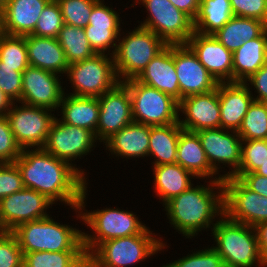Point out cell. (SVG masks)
<instances>
[{"mask_svg": "<svg viewBox=\"0 0 267 267\" xmlns=\"http://www.w3.org/2000/svg\"><path fill=\"white\" fill-rule=\"evenodd\" d=\"M224 185V214L251 227L267 221V197L250 190L239 178L228 177Z\"/></svg>", "mask_w": 267, "mask_h": 267, "instance_id": "11", "label": "cell"}, {"mask_svg": "<svg viewBox=\"0 0 267 267\" xmlns=\"http://www.w3.org/2000/svg\"><path fill=\"white\" fill-rule=\"evenodd\" d=\"M7 0H0V9L3 10Z\"/></svg>", "mask_w": 267, "mask_h": 267, "instance_id": "55", "label": "cell"}, {"mask_svg": "<svg viewBox=\"0 0 267 267\" xmlns=\"http://www.w3.org/2000/svg\"><path fill=\"white\" fill-rule=\"evenodd\" d=\"M185 44L218 83L233 82V53L214 35H203L194 31Z\"/></svg>", "mask_w": 267, "mask_h": 267, "instance_id": "21", "label": "cell"}, {"mask_svg": "<svg viewBox=\"0 0 267 267\" xmlns=\"http://www.w3.org/2000/svg\"><path fill=\"white\" fill-rule=\"evenodd\" d=\"M176 163L191 172L196 179L206 178L208 180L210 178L211 181L223 180L222 175H218L210 166L196 132L184 129L181 131L177 146Z\"/></svg>", "mask_w": 267, "mask_h": 267, "instance_id": "24", "label": "cell"}, {"mask_svg": "<svg viewBox=\"0 0 267 267\" xmlns=\"http://www.w3.org/2000/svg\"><path fill=\"white\" fill-rule=\"evenodd\" d=\"M233 16L230 0H200L197 16L193 20L194 31L213 35Z\"/></svg>", "mask_w": 267, "mask_h": 267, "instance_id": "33", "label": "cell"}, {"mask_svg": "<svg viewBox=\"0 0 267 267\" xmlns=\"http://www.w3.org/2000/svg\"><path fill=\"white\" fill-rule=\"evenodd\" d=\"M233 82H243L267 62V31L233 52Z\"/></svg>", "mask_w": 267, "mask_h": 267, "instance_id": "29", "label": "cell"}, {"mask_svg": "<svg viewBox=\"0 0 267 267\" xmlns=\"http://www.w3.org/2000/svg\"><path fill=\"white\" fill-rule=\"evenodd\" d=\"M50 0H7L3 8L4 33L30 35L39 16Z\"/></svg>", "mask_w": 267, "mask_h": 267, "instance_id": "25", "label": "cell"}, {"mask_svg": "<svg viewBox=\"0 0 267 267\" xmlns=\"http://www.w3.org/2000/svg\"><path fill=\"white\" fill-rule=\"evenodd\" d=\"M60 6L64 24L85 28L93 7L100 0H56Z\"/></svg>", "mask_w": 267, "mask_h": 267, "instance_id": "39", "label": "cell"}, {"mask_svg": "<svg viewBox=\"0 0 267 267\" xmlns=\"http://www.w3.org/2000/svg\"><path fill=\"white\" fill-rule=\"evenodd\" d=\"M27 67H9L0 61V89L14 102L21 101L22 73Z\"/></svg>", "mask_w": 267, "mask_h": 267, "instance_id": "42", "label": "cell"}, {"mask_svg": "<svg viewBox=\"0 0 267 267\" xmlns=\"http://www.w3.org/2000/svg\"><path fill=\"white\" fill-rule=\"evenodd\" d=\"M267 160V139L242 140L241 161L236 173H251Z\"/></svg>", "mask_w": 267, "mask_h": 267, "instance_id": "40", "label": "cell"}, {"mask_svg": "<svg viewBox=\"0 0 267 267\" xmlns=\"http://www.w3.org/2000/svg\"><path fill=\"white\" fill-rule=\"evenodd\" d=\"M3 232H5V231H4V229H3V227H2V224H1V222H0V234L3 233Z\"/></svg>", "mask_w": 267, "mask_h": 267, "instance_id": "56", "label": "cell"}, {"mask_svg": "<svg viewBox=\"0 0 267 267\" xmlns=\"http://www.w3.org/2000/svg\"><path fill=\"white\" fill-rule=\"evenodd\" d=\"M232 177L239 178L250 190L267 197V177L251 173H235Z\"/></svg>", "mask_w": 267, "mask_h": 267, "instance_id": "48", "label": "cell"}, {"mask_svg": "<svg viewBox=\"0 0 267 267\" xmlns=\"http://www.w3.org/2000/svg\"><path fill=\"white\" fill-rule=\"evenodd\" d=\"M136 3L143 4L149 13L139 26L153 31L167 44H185L194 33L193 20L170 0H135L131 7Z\"/></svg>", "mask_w": 267, "mask_h": 267, "instance_id": "10", "label": "cell"}, {"mask_svg": "<svg viewBox=\"0 0 267 267\" xmlns=\"http://www.w3.org/2000/svg\"><path fill=\"white\" fill-rule=\"evenodd\" d=\"M179 118L182 129L198 132L204 129L221 128L218 86L207 93L191 95L179 102ZM182 118V119H181Z\"/></svg>", "mask_w": 267, "mask_h": 267, "instance_id": "19", "label": "cell"}, {"mask_svg": "<svg viewBox=\"0 0 267 267\" xmlns=\"http://www.w3.org/2000/svg\"><path fill=\"white\" fill-rule=\"evenodd\" d=\"M21 153L22 148L13 135L7 117H0V164L14 163Z\"/></svg>", "mask_w": 267, "mask_h": 267, "instance_id": "44", "label": "cell"}, {"mask_svg": "<svg viewBox=\"0 0 267 267\" xmlns=\"http://www.w3.org/2000/svg\"><path fill=\"white\" fill-rule=\"evenodd\" d=\"M57 40L69 64L83 61L96 54L90 47L84 28L64 24Z\"/></svg>", "mask_w": 267, "mask_h": 267, "instance_id": "35", "label": "cell"}, {"mask_svg": "<svg viewBox=\"0 0 267 267\" xmlns=\"http://www.w3.org/2000/svg\"><path fill=\"white\" fill-rule=\"evenodd\" d=\"M150 126L132 122L115 133L104 144L112 155L122 158L148 157Z\"/></svg>", "mask_w": 267, "mask_h": 267, "instance_id": "27", "label": "cell"}, {"mask_svg": "<svg viewBox=\"0 0 267 267\" xmlns=\"http://www.w3.org/2000/svg\"><path fill=\"white\" fill-rule=\"evenodd\" d=\"M221 128L238 131L249 106L254 101L249 85L243 82L218 84Z\"/></svg>", "mask_w": 267, "mask_h": 267, "instance_id": "22", "label": "cell"}, {"mask_svg": "<svg viewBox=\"0 0 267 267\" xmlns=\"http://www.w3.org/2000/svg\"><path fill=\"white\" fill-rule=\"evenodd\" d=\"M12 104L7 112L11 130L17 143L24 148H42L47 140L48 132L55 120V115L46 108Z\"/></svg>", "mask_w": 267, "mask_h": 267, "instance_id": "12", "label": "cell"}, {"mask_svg": "<svg viewBox=\"0 0 267 267\" xmlns=\"http://www.w3.org/2000/svg\"><path fill=\"white\" fill-rule=\"evenodd\" d=\"M24 188L20 169L15 163L0 164V201Z\"/></svg>", "mask_w": 267, "mask_h": 267, "instance_id": "45", "label": "cell"}, {"mask_svg": "<svg viewBox=\"0 0 267 267\" xmlns=\"http://www.w3.org/2000/svg\"><path fill=\"white\" fill-rule=\"evenodd\" d=\"M59 106L62 113L59 119L63 123L86 128L92 131L97 139V124L100 112L97 97H79L64 93Z\"/></svg>", "mask_w": 267, "mask_h": 267, "instance_id": "28", "label": "cell"}, {"mask_svg": "<svg viewBox=\"0 0 267 267\" xmlns=\"http://www.w3.org/2000/svg\"><path fill=\"white\" fill-rule=\"evenodd\" d=\"M104 3V0H100L93 7L89 23L84 28V31L90 47L96 54L108 53V55L114 56L119 36H121L120 21L122 20L115 10L104 5ZM110 48L113 50L111 51Z\"/></svg>", "mask_w": 267, "mask_h": 267, "instance_id": "20", "label": "cell"}, {"mask_svg": "<svg viewBox=\"0 0 267 267\" xmlns=\"http://www.w3.org/2000/svg\"><path fill=\"white\" fill-rule=\"evenodd\" d=\"M162 267H225V264L217 251L211 246L207 249L194 251L192 254H187Z\"/></svg>", "mask_w": 267, "mask_h": 267, "instance_id": "41", "label": "cell"}, {"mask_svg": "<svg viewBox=\"0 0 267 267\" xmlns=\"http://www.w3.org/2000/svg\"><path fill=\"white\" fill-rule=\"evenodd\" d=\"M182 130L179 122L150 126L148 156H154L153 166L176 163L178 140Z\"/></svg>", "mask_w": 267, "mask_h": 267, "instance_id": "32", "label": "cell"}, {"mask_svg": "<svg viewBox=\"0 0 267 267\" xmlns=\"http://www.w3.org/2000/svg\"><path fill=\"white\" fill-rule=\"evenodd\" d=\"M98 101L100 112L97 140L104 144L115 133L133 122L130 92L123 82H119L113 89L98 97Z\"/></svg>", "mask_w": 267, "mask_h": 267, "instance_id": "16", "label": "cell"}, {"mask_svg": "<svg viewBox=\"0 0 267 267\" xmlns=\"http://www.w3.org/2000/svg\"><path fill=\"white\" fill-rule=\"evenodd\" d=\"M14 101L0 89V117L6 116Z\"/></svg>", "mask_w": 267, "mask_h": 267, "instance_id": "50", "label": "cell"}, {"mask_svg": "<svg viewBox=\"0 0 267 267\" xmlns=\"http://www.w3.org/2000/svg\"><path fill=\"white\" fill-rule=\"evenodd\" d=\"M20 169L25 188L63 202L71 209L79 206L81 194L88 183L75 166L56 158L43 148H24L14 162Z\"/></svg>", "mask_w": 267, "mask_h": 267, "instance_id": "1", "label": "cell"}, {"mask_svg": "<svg viewBox=\"0 0 267 267\" xmlns=\"http://www.w3.org/2000/svg\"><path fill=\"white\" fill-rule=\"evenodd\" d=\"M153 167L154 192L161 199L163 206L172 198L188 190L193 183L191 179L195 176L181 165L162 164Z\"/></svg>", "mask_w": 267, "mask_h": 267, "instance_id": "30", "label": "cell"}, {"mask_svg": "<svg viewBox=\"0 0 267 267\" xmlns=\"http://www.w3.org/2000/svg\"><path fill=\"white\" fill-rule=\"evenodd\" d=\"M64 25L61 9L56 0H50L41 12L31 35L57 38Z\"/></svg>", "mask_w": 267, "mask_h": 267, "instance_id": "38", "label": "cell"}, {"mask_svg": "<svg viewBox=\"0 0 267 267\" xmlns=\"http://www.w3.org/2000/svg\"><path fill=\"white\" fill-rule=\"evenodd\" d=\"M119 36L113 56L120 82L136 78L147 64L168 44L153 31L142 26Z\"/></svg>", "mask_w": 267, "mask_h": 267, "instance_id": "7", "label": "cell"}, {"mask_svg": "<svg viewBox=\"0 0 267 267\" xmlns=\"http://www.w3.org/2000/svg\"><path fill=\"white\" fill-rule=\"evenodd\" d=\"M179 10L187 14L192 20L197 16L200 0H170Z\"/></svg>", "mask_w": 267, "mask_h": 267, "instance_id": "49", "label": "cell"}, {"mask_svg": "<svg viewBox=\"0 0 267 267\" xmlns=\"http://www.w3.org/2000/svg\"><path fill=\"white\" fill-rule=\"evenodd\" d=\"M234 16L267 22V0H230Z\"/></svg>", "mask_w": 267, "mask_h": 267, "instance_id": "46", "label": "cell"}, {"mask_svg": "<svg viewBox=\"0 0 267 267\" xmlns=\"http://www.w3.org/2000/svg\"><path fill=\"white\" fill-rule=\"evenodd\" d=\"M53 204L44 194L24 187L0 201V222L4 231L11 232L21 223L51 216L46 211Z\"/></svg>", "mask_w": 267, "mask_h": 267, "instance_id": "14", "label": "cell"}, {"mask_svg": "<svg viewBox=\"0 0 267 267\" xmlns=\"http://www.w3.org/2000/svg\"><path fill=\"white\" fill-rule=\"evenodd\" d=\"M258 240H267V221L255 226Z\"/></svg>", "mask_w": 267, "mask_h": 267, "instance_id": "52", "label": "cell"}, {"mask_svg": "<svg viewBox=\"0 0 267 267\" xmlns=\"http://www.w3.org/2000/svg\"><path fill=\"white\" fill-rule=\"evenodd\" d=\"M231 132V133H230ZM205 151L207 160L218 174L223 164L231 169L222 179L232 177L240 166L242 139L237 131L223 128L204 129L196 132ZM227 164V165H226Z\"/></svg>", "mask_w": 267, "mask_h": 267, "instance_id": "15", "label": "cell"}, {"mask_svg": "<svg viewBox=\"0 0 267 267\" xmlns=\"http://www.w3.org/2000/svg\"><path fill=\"white\" fill-rule=\"evenodd\" d=\"M73 86L72 96L100 97L113 89L118 79L114 58L108 54H95L91 58L69 64L65 73Z\"/></svg>", "mask_w": 267, "mask_h": 267, "instance_id": "9", "label": "cell"}, {"mask_svg": "<svg viewBox=\"0 0 267 267\" xmlns=\"http://www.w3.org/2000/svg\"><path fill=\"white\" fill-rule=\"evenodd\" d=\"M173 58L180 88V101L191 95L207 93L218 82L186 44H173Z\"/></svg>", "mask_w": 267, "mask_h": 267, "instance_id": "18", "label": "cell"}, {"mask_svg": "<svg viewBox=\"0 0 267 267\" xmlns=\"http://www.w3.org/2000/svg\"><path fill=\"white\" fill-rule=\"evenodd\" d=\"M97 139L95 134L82 127L71 126L63 123L57 117L51 125L45 145L42 147L56 158L62 159L75 165V168L84 176L86 173L76 167L72 161L86 156L93 151Z\"/></svg>", "mask_w": 267, "mask_h": 267, "instance_id": "13", "label": "cell"}, {"mask_svg": "<svg viewBox=\"0 0 267 267\" xmlns=\"http://www.w3.org/2000/svg\"><path fill=\"white\" fill-rule=\"evenodd\" d=\"M180 102V88L173 58V44H168L135 78Z\"/></svg>", "mask_w": 267, "mask_h": 267, "instance_id": "23", "label": "cell"}, {"mask_svg": "<svg viewBox=\"0 0 267 267\" xmlns=\"http://www.w3.org/2000/svg\"><path fill=\"white\" fill-rule=\"evenodd\" d=\"M256 174L267 177V160L260 166L258 169L254 171Z\"/></svg>", "mask_w": 267, "mask_h": 267, "instance_id": "53", "label": "cell"}, {"mask_svg": "<svg viewBox=\"0 0 267 267\" xmlns=\"http://www.w3.org/2000/svg\"><path fill=\"white\" fill-rule=\"evenodd\" d=\"M130 92L133 122L165 126L179 122V102L135 78L123 82ZM179 112V113H178Z\"/></svg>", "mask_w": 267, "mask_h": 267, "instance_id": "8", "label": "cell"}, {"mask_svg": "<svg viewBox=\"0 0 267 267\" xmlns=\"http://www.w3.org/2000/svg\"><path fill=\"white\" fill-rule=\"evenodd\" d=\"M23 267H87L85 251L23 253Z\"/></svg>", "mask_w": 267, "mask_h": 267, "instance_id": "34", "label": "cell"}, {"mask_svg": "<svg viewBox=\"0 0 267 267\" xmlns=\"http://www.w3.org/2000/svg\"><path fill=\"white\" fill-rule=\"evenodd\" d=\"M60 75L28 66L22 73L21 101L28 106L57 111L65 93ZM54 109V110H53Z\"/></svg>", "mask_w": 267, "mask_h": 267, "instance_id": "17", "label": "cell"}, {"mask_svg": "<svg viewBox=\"0 0 267 267\" xmlns=\"http://www.w3.org/2000/svg\"><path fill=\"white\" fill-rule=\"evenodd\" d=\"M262 267H267V240H258Z\"/></svg>", "mask_w": 267, "mask_h": 267, "instance_id": "51", "label": "cell"}, {"mask_svg": "<svg viewBox=\"0 0 267 267\" xmlns=\"http://www.w3.org/2000/svg\"><path fill=\"white\" fill-rule=\"evenodd\" d=\"M193 186L163 206L171 226L190 239L203 229H213L215 218L224 215L223 181L210 180L207 186Z\"/></svg>", "mask_w": 267, "mask_h": 267, "instance_id": "2", "label": "cell"}, {"mask_svg": "<svg viewBox=\"0 0 267 267\" xmlns=\"http://www.w3.org/2000/svg\"><path fill=\"white\" fill-rule=\"evenodd\" d=\"M22 253L48 251H84L82 230L60 224L48 216L19 224L11 231Z\"/></svg>", "mask_w": 267, "mask_h": 267, "instance_id": "4", "label": "cell"}, {"mask_svg": "<svg viewBox=\"0 0 267 267\" xmlns=\"http://www.w3.org/2000/svg\"><path fill=\"white\" fill-rule=\"evenodd\" d=\"M245 84L251 85L249 89H252L253 86L255 92L258 94L255 97L253 96L254 101L267 102V62L255 74L247 79Z\"/></svg>", "mask_w": 267, "mask_h": 267, "instance_id": "47", "label": "cell"}, {"mask_svg": "<svg viewBox=\"0 0 267 267\" xmlns=\"http://www.w3.org/2000/svg\"><path fill=\"white\" fill-rule=\"evenodd\" d=\"M4 28H3V10L0 9V37L4 35Z\"/></svg>", "mask_w": 267, "mask_h": 267, "instance_id": "54", "label": "cell"}, {"mask_svg": "<svg viewBox=\"0 0 267 267\" xmlns=\"http://www.w3.org/2000/svg\"><path fill=\"white\" fill-rule=\"evenodd\" d=\"M87 185L88 183L82 191L79 206L74 209L76 213L78 212L76 217L91 228L92 232L94 231L93 235L82 232V242L86 256L102 242L141 234L147 228L139 217L131 211L110 207L93 210L92 212L85 210Z\"/></svg>", "mask_w": 267, "mask_h": 267, "instance_id": "3", "label": "cell"}, {"mask_svg": "<svg viewBox=\"0 0 267 267\" xmlns=\"http://www.w3.org/2000/svg\"><path fill=\"white\" fill-rule=\"evenodd\" d=\"M152 232L147 227L141 234L100 243L87 256V267H128L143 262L167 246Z\"/></svg>", "mask_w": 267, "mask_h": 267, "instance_id": "6", "label": "cell"}, {"mask_svg": "<svg viewBox=\"0 0 267 267\" xmlns=\"http://www.w3.org/2000/svg\"><path fill=\"white\" fill-rule=\"evenodd\" d=\"M0 61L9 67L30 66L26 36L4 34L0 37Z\"/></svg>", "mask_w": 267, "mask_h": 267, "instance_id": "37", "label": "cell"}, {"mask_svg": "<svg viewBox=\"0 0 267 267\" xmlns=\"http://www.w3.org/2000/svg\"><path fill=\"white\" fill-rule=\"evenodd\" d=\"M218 219L211 236L225 267H262L255 227L232 221L225 214Z\"/></svg>", "mask_w": 267, "mask_h": 267, "instance_id": "5", "label": "cell"}, {"mask_svg": "<svg viewBox=\"0 0 267 267\" xmlns=\"http://www.w3.org/2000/svg\"><path fill=\"white\" fill-rule=\"evenodd\" d=\"M0 267H23L22 250L10 231L0 234Z\"/></svg>", "mask_w": 267, "mask_h": 267, "instance_id": "43", "label": "cell"}, {"mask_svg": "<svg viewBox=\"0 0 267 267\" xmlns=\"http://www.w3.org/2000/svg\"><path fill=\"white\" fill-rule=\"evenodd\" d=\"M29 64L55 74H65L69 63L57 38L26 35Z\"/></svg>", "mask_w": 267, "mask_h": 267, "instance_id": "26", "label": "cell"}, {"mask_svg": "<svg viewBox=\"0 0 267 267\" xmlns=\"http://www.w3.org/2000/svg\"><path fill=\"white\" fill-rule=\"evenodd\" d=\"M266 31V23L255 18L233 16L213 35L232 53L245 42L260 37Z\"/></svg>", "mask_w": 267, "mask_h": 267, "instance_id": "31", "label": "cell"}, {"mask_svg": "<svg viewBox=\"0 0 267 267\" xmlns=\"http://www.w3.org/2000/svg\"><path fill=\"white\" fill-rule=\"evenodd\" d=\"M237 133L242 140L267 139V102H252Z\"/></svg>", "mask_w": 267, "mask_h": 267, "instance_id": "36", "label": "cell"}]
</instances>
